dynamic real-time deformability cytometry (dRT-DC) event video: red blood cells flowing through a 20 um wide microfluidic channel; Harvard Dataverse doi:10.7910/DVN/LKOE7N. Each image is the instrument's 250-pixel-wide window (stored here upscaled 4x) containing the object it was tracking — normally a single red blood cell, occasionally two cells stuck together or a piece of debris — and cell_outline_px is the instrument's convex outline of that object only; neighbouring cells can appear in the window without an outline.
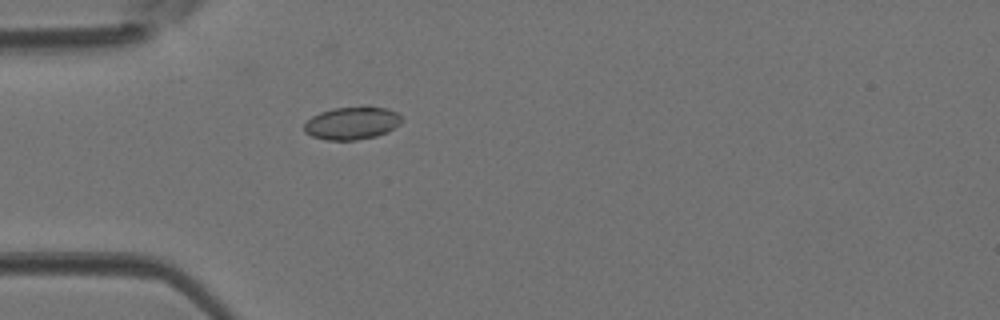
{"species": "Egyptian fruit bat (a non-hibernating species)", "species_latin": "Rousettus aegyptiacus", "temperature_condition": "room temperature", "stored_images_in_passage": 33, "camera_frame_rate_fps": 3000, "um_per_image_px": 0.085, "animal": {"sex": "female"}, "frame": {"image": 1, "passage_image": 1, "time_ms": 0.0, "image_size_px": [1000, 320], "cell_outline_px": [[404, 120], [400, 124], [388, 132], [376, 136], [356, 140], [328, 140], [312, 136], [304, 132], [304, 124], [312, 116], [320, 112], [332, 108], [388, 108], [396, 112]], "centroid_in_image_um": [29.92, 10.49], "position_along_channel_um": 55.1, "area_um2": 18.38}}
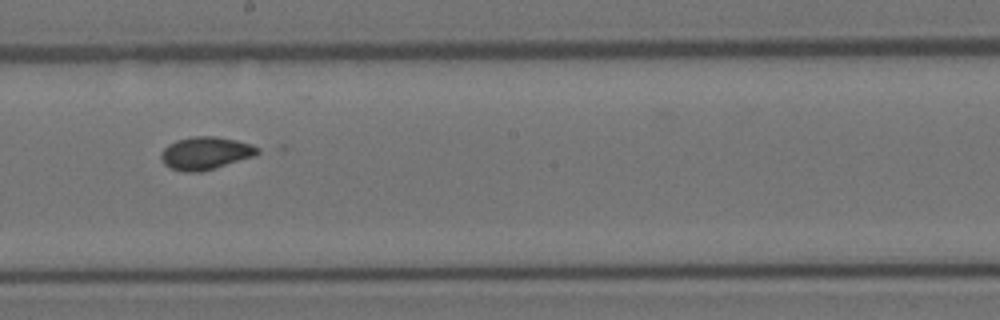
{"frame": {"image": 2, "passage_image": 13, "time_ms": 4.0, "image_size_px": [1000, 320], "cell_outline_px": [[260, 152], [252, 156], [200, 172], [184, 172], [172, 168], [164, 164], [160, 156], [160, 152], [168, 144], [176, 140], [192, 136], [216, 136], [236, 140], [252, 144], [260, 148]], "centroid_in_image_um": [17.44, 13.0], "position_along_channel_um": 230.8, "area_um2": 18.26}}
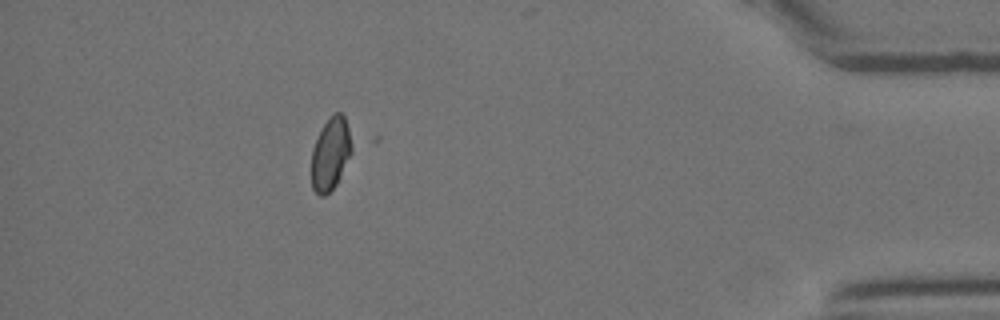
{"frame": {"image": 3, "passage_image": 28, "time_ms": 9.0, "image_size_px": [1000, 320], "cell_outline_px": [[352, 152], [336, 184], [324, 196], [320, 196], [312, 188], [312, 148], [324, 124], [336, 112], [340, 112], [344, 116], [348, 128], [352, 148]], "centroid_in_image_um": [28.09, 13.09], "position_along_channel_um": 407.1, "area_um2": 16.59}}